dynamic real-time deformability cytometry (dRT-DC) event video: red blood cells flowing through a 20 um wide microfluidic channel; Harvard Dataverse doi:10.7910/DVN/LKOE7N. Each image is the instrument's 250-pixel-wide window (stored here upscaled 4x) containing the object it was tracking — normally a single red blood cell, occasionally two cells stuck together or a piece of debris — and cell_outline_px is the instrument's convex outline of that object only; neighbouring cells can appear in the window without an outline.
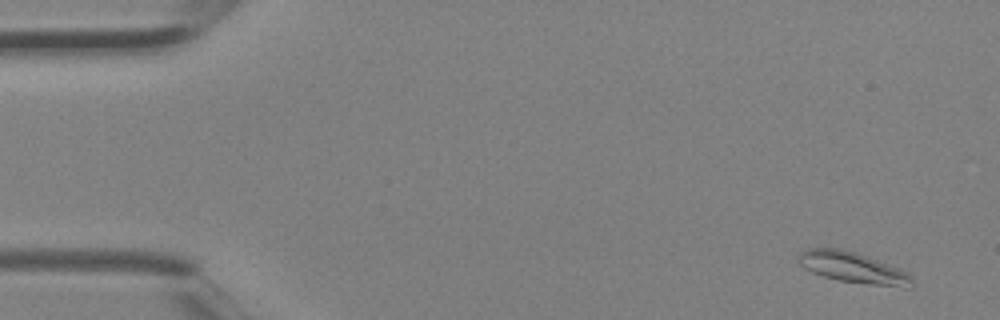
{"species": "Egyptian fruit bat (a non-hibernating species)", "species_latin": "Rousettus aegyptiacus", "temperature_condition": "room temperature", "stored_images_in_passage": 4, "camera_frame_rate_fps": 3000, "um_per_image_px": 0.085, "animal": {"sex": "female"}, "frame": {"image": 1, "passage_image": 1, "time_ms": 0.0, "image_size_px": [1000, 320], "cell_outline_px": [[912, 284], [908, 288], [904, 288], [840, 280], [824, 276], [812, 272], [804, 268], [796, 260], [800, 252], [808, 248], [840, 248], [856, 252], [900, 268], [908, 272], [912, 276]], "centroid_in_image_um": [72.51, 22.73], "position_along_channel_um": 12.5, "area_um2": 20.4}}